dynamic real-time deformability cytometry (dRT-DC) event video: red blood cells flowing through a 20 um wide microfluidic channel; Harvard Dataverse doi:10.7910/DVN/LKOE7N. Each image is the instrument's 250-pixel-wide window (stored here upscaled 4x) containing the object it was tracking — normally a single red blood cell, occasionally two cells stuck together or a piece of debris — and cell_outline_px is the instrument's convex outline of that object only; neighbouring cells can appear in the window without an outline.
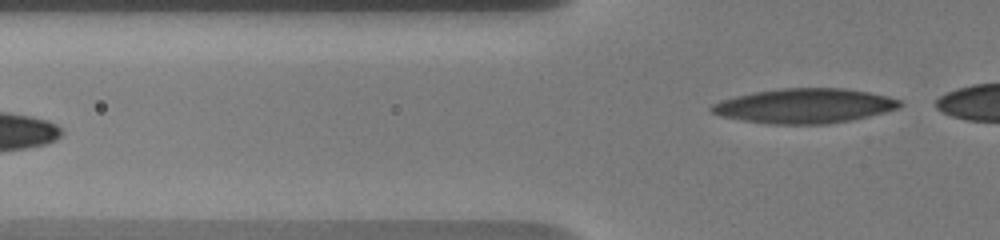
{"species": "human", "species_latin": "Homo sapiens", "temperature_condition": "warm", "stored_images_in_passage": 6, "segment_of_instrument_passage": [2, 2], "camera_frame_rate_fps": 3000, "um_per_image_px": 0.085, "donor": {"sex": "male"}, "frame": {"image": 1, "passage_image": 6, "time_ms": 5.0, "image_size_px": [1000, 240], "cell_outline_px": [[904, 104], [900, 108], [852, 120], [828, 124], [768, 124], [720, 116], [712, 112], [708, 108], [712, 104], [720, 100], [736, 96], [756, 92], [780, 88], [844, 88], [868, 92], [888, 96], [900, 100]], "centroid_in_image_um": [68.4, 9.0], "position_along_channel_um": 57.4, "area_um2": 38.09}}